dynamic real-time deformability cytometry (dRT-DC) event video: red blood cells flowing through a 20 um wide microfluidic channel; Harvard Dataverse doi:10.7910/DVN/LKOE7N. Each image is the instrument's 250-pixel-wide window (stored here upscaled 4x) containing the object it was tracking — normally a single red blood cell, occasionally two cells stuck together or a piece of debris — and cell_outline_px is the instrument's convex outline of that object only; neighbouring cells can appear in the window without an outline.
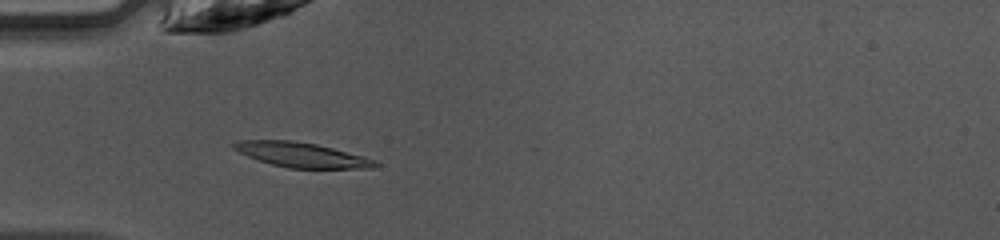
{"species": "common noctule bat (a hibernating species)", "species_latin": "Nyctalus noctula", "temperature_condition": "warm", "stored_images_in_passage": 31, "camera_frame_rate_fps": 3000, "um_per_image_px": 0.085, "animal": {"sex": "female", "body_mass_g": 10.0, "forearm_length_mm": 53.1}, "frame": {"image": 1, "passage_image": 14, "time_ms": 4.333, "image_size_px": [1000, 240], "cell_outline_px": [[380, 164], [372, 168], [288, 168], [272, 164], [248, 156], [232, 148], [232, 144], [236, 140], [292, 140], [316, 144], [364, 156], [376, 160]], "centroid_in_image_um": [25.64, 13.15], "position_along_channel_um": 59.4, "area_um2": 20.29}}
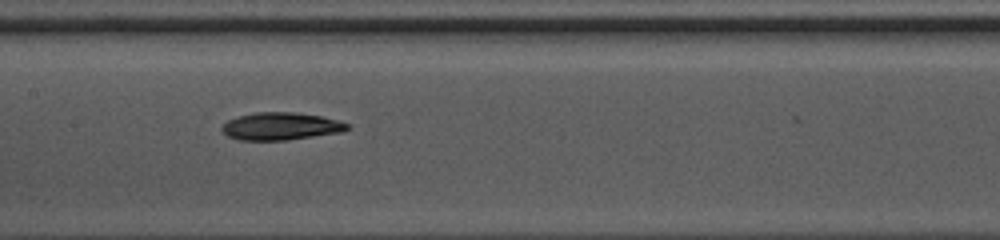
{"frame": {"image": 2, "passage_image": 23, "time_ms": 7.333, "image_size_px": [1000, 240], "cell_outline_px": [[352, 128], [340, 132], [284, 140], [236, 140], [228, 136], [220, 128], [228, 120], [236, 116], [256, 112], [296, 112], [324, 116], [352, 124]], "centroid_in_image_um": [23.9, 10.72], "position_along_channel_um": 183.5, "area_um2": 20.29}}
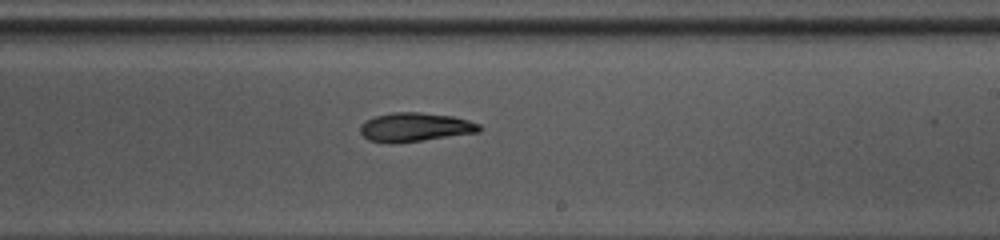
{"frame": {"image": 3, "passage_image": 28, "time_ms": 9.0, "image_size_px": [1000, 240], "cell_outline_px": [[484, 128], [480, 132], [424, 140], [392, 144], [388, 144], [368, 140], [360, 132], [360, 124], [364, 120], [376, 116], [392, 112], [420, 112], [452, 116], [468, 120], [480, 124]], "centroid_in_image_um": [35.27, 10.81], "position_along_channel_um": 253.7, "area_um2": 20.35}}